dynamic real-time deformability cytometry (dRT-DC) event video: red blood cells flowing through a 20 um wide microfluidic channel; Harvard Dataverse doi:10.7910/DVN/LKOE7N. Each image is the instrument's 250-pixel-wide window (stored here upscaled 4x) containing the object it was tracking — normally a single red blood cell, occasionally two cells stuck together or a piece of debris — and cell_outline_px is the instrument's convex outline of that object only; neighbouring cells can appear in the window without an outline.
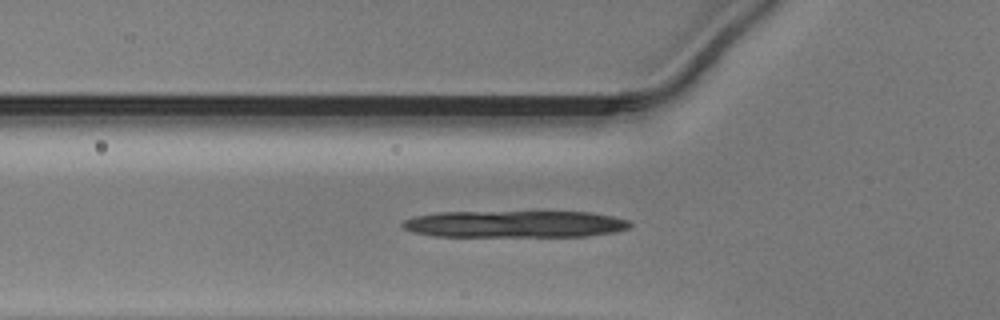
{"species": "Egyptian fruit bat (a non-hibernating species)", "species_latin": "Rousettus aegyptiacus", "temperature_condition": "warm", "stored_images_in_passage": 38, "camera_frame_rate_fps": 3000, "um_per_image_px": 0.085, "animal": {"sex": "male"}, "frame": {"image": 1, "passage_image": 8, "time_ms": 2.333, "image_size_px": [1000, 320], "cell_outline_px": [[632, 228], [612, 232], [588, 236], [432, 236], [412, 232], [404, 228], [400, 224], [404, 220], [416, 216], [436, 212], [592, 212], [612, 216], [628, 220], [632, 224]], "centroid_in_image_um": [43.76, 19.04], "position_along_channel_um": 82.0, "area_um2": 35.72}}
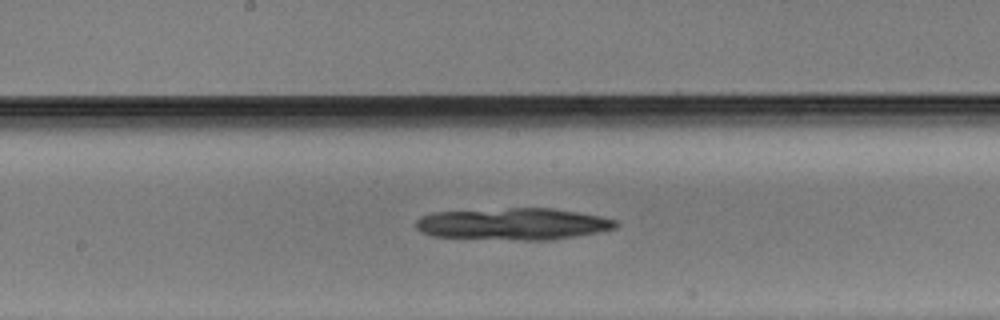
{"frame": {"image": 2, "passage_image": 17, "time_ms": 5.333, "image_size_px": [1000, 320], "cell_outline_px": [[620, 224], [616, 228], [600, 232], [552, 240], [528, 240], [432, 236], [420, 232], [416, 228], [416, 220], [420, 216], [432, 212], [508, 208], [552, 208], [600, 216], [616, 220]], "centroid_in_image_um": [43.62, 19.03], "position_along_channel_um": 204.6, "area_um2": 37.17}}
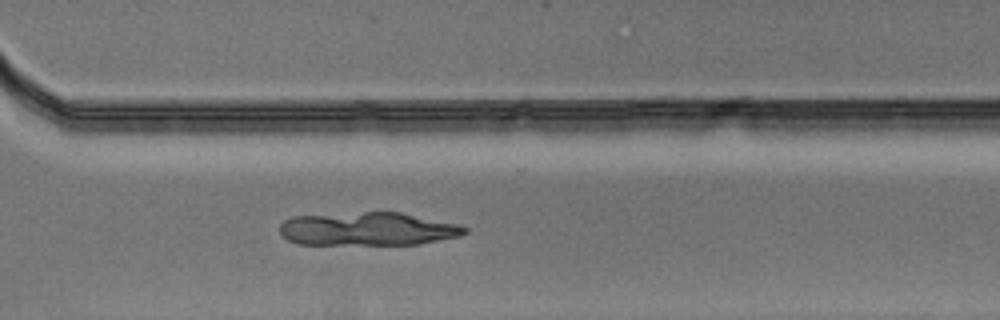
{"frame": {"image": 3, "passage_image": 27, "time_ms": 8.667, "image_size_px": [1000, 320], "cell_outline_px": [[468, 232], [460, 236], [420, 244], [300, 244], [288, 240], [280, 232], [280, 224], [284, 220], [292, 216], [364, 212], [400, 212], [460, 224], [468, 228]], "centroid_in_image_um": [31.3, 19.45], "position_along_channel_um": 339.3, "area_um2": 36.01}}